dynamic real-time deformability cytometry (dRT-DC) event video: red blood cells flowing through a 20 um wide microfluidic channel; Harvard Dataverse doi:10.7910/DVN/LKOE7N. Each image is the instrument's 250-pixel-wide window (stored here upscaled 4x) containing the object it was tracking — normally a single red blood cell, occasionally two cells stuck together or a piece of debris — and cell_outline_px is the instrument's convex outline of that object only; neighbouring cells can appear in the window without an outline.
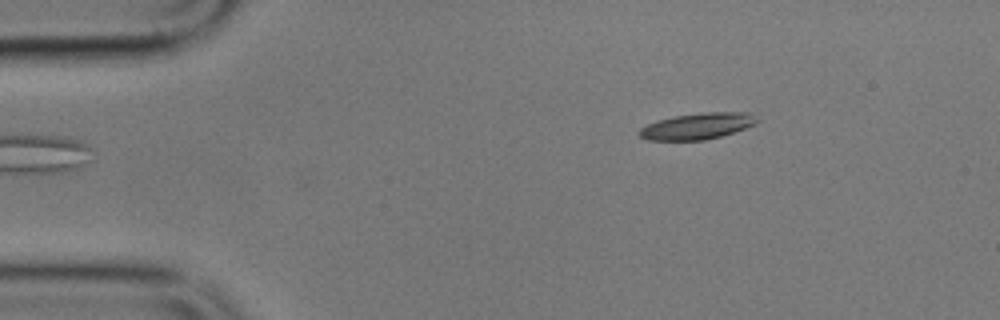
{"species": "common noctule bat (a hibernating species)", "species_latin": "Nyctalus noctula", "temperature_condition": "cold", "stored_images_in_passage": 5, "camera_frame_rate_fps": 3000, "um_per_image_px": 0.085, "animal": {"sex": "male", "body_mass_g": 17.9}, "frame": {"image": 1, "passage_image": 5, "time_ms": 4.667, "image_size_px": [1000, 320], "cell_outline_px": [[760, 120], [756, 124], [720, 136], [704, 140], [648, 140], [640, 136], [636, 132], [640, 128], [648, 124], [660, 120], [676, 116], [708, 112], [748, 112]], "centroid_in_image_um": [59.27, 10.72], "position_along_channel_um": 25.7, "area_um2": 17.74}}